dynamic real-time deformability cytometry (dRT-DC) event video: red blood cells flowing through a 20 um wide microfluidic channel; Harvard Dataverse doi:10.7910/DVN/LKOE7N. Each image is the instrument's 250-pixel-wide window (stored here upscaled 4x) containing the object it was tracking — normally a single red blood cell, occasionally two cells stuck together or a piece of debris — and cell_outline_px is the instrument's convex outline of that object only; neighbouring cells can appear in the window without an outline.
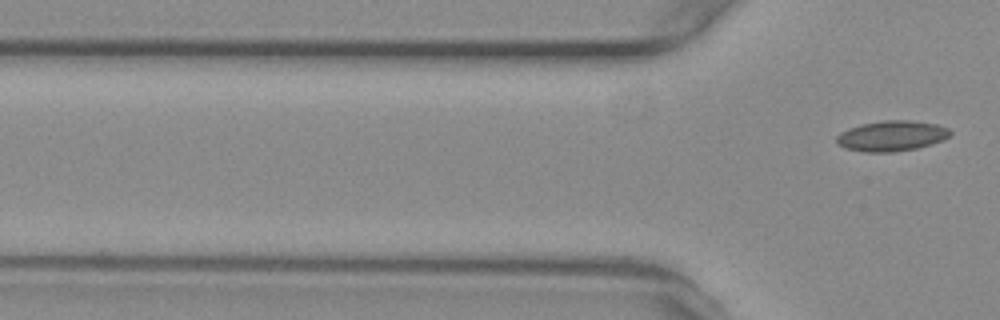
{"species": "common noctule bat (a hibernating species)", "species_latin": "Nyctalus noctula", "temperature_condition": "warm", "stored_images_in_passage": 7, "camera_frame_rate_fps": 3000, "um_per_image_px": 0.085, "animal": {"sex": "female", "body_mass_g": 29.2, "forearm_length_mm": 56.3}, "frame": {"image": 1, "passage_image": 7, "time_ms": 2.0, "image_size_px": [1000, 320], "cell_outline_px": [[952, 132], [944, 140], [932, 144], [916, 148], [892, 152], [864, 152], [844, 148], [836, 144], [836, 136], [840, 132], [848, 128], [860, 124], [884, 120], [912, 120], [936, 124], [948, 128]], "centroid_in_image_um": [75.76, 11.55], "position_along_channel_um": 50.0, "area_um2": 20.35}}